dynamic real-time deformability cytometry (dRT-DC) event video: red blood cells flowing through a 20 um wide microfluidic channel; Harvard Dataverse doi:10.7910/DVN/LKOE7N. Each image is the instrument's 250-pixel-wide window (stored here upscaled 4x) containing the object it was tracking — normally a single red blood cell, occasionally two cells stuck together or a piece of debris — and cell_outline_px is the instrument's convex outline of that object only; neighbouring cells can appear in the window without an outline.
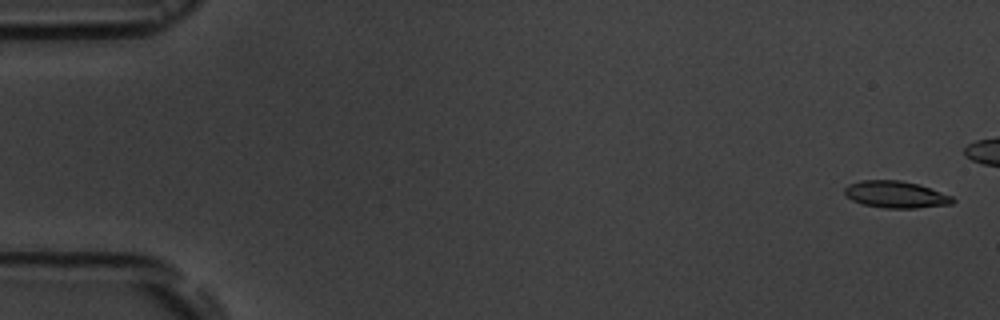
{"species": "common noctule bat (a hibernating species)", "species_latin": "Nyctalus noctula", "temperature_condition": "room temperature", "stored_images_in_passage": 7, "camera_frame_rate_fps": 3000, "um_per_image_px": 0.085, "animal": {"sex": "male", "body_mass_g": 19.5, "forearm_length_mm": 54.6}, "frame": {"image": 1, "passage_image": 1, "time_ms": 0.0, "image_size_px": [1000, 320], "cell_outline_px": [[956, 200], [952, 204], [916, 208], [884, 208], [864, 204], [852, 200], [844, 192], [844, 188], [848, 184], [860, 180], [900, 180], [916, 184], [952, 196]], "centroid_in_image_um": [76.13, 16.53], "position_along_channel_um": 8.9, "area_um2": 16.76}}
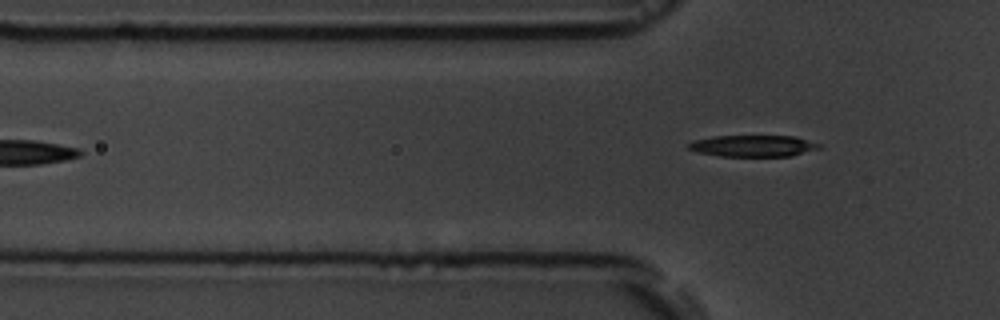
{"frame": {"image": 2, "passage_image": 7, "time_ms": 7.0, "image_size_px": [1000, 320], "cell_outline_px": [[824, 144], [820, 148], [792, 156], [720, 156], [696, 152], [688, 148], [688, 144], [692, 140], [712, 136], [796, 136]], "centroid_in_image_um": [64.04, 12.39], "position_along_channel_um": 61.8, "area_um2": 16.59}}